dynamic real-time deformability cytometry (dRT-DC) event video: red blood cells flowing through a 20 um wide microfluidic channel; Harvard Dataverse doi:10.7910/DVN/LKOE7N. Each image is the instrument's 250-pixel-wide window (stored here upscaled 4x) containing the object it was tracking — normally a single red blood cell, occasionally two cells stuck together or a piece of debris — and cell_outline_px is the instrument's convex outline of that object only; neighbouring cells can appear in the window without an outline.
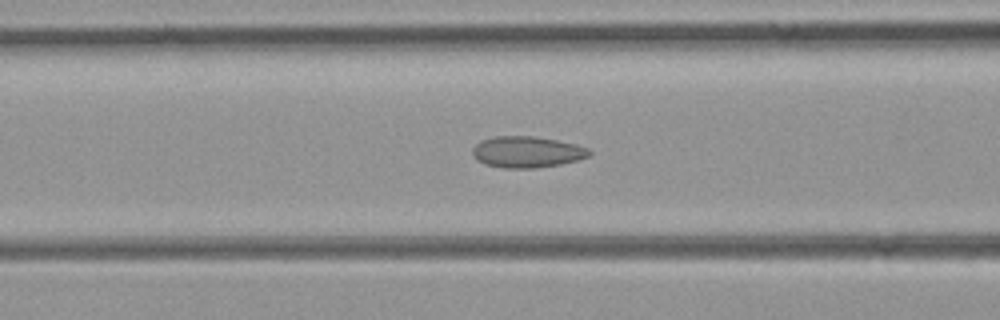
{"species": "common noctule bat (a hibernating species)", "species_latin": "Nyctalus noctula", "temperature_condition": "room temperature", "stored_images_in_passage": 40, "camera_frame_rate_fps": 3000, "um_per_image_px": 0.085, "animal": {"sex": "female", "body_mass_g": 21.9}, "frame": {"image": 1, "passage_image": 20, "time_ms": 6.333, "image_size_px": [1000, 320], "cell_outline_px": [[592, 152], [588, 156], [576, 160], [560, 164], [536, 168], [504, 168], [484, 164], [476, 160], [472, 156], [472, 148], [480, 140], [496, 136], [532, 136], [556, 140], [576, 144], [588, 148]], "centroid_in_image_um": [44.75, 12.92], "position_along_channel_um": 121.9, "area_um2": 21.33}}
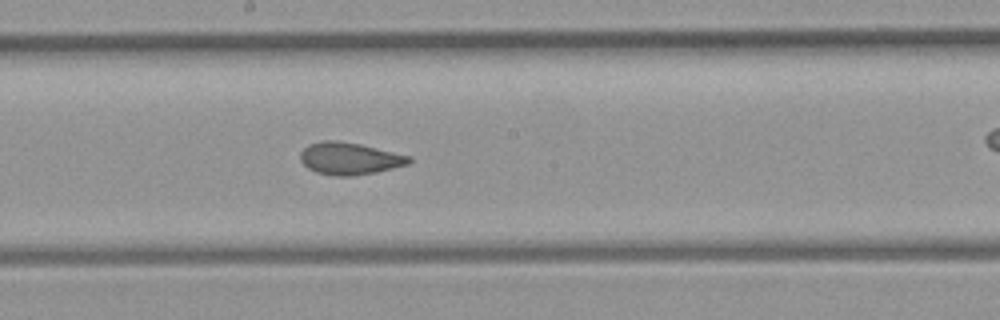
{"frame": {"image": 2, "passage_image": 27, "time_ms": 8.667, "image_size_px": [1000, 320], "cell_outline_px": [[412, 160], [408, 164], [376, 172], [352, 176], [336, 176], [316, 172], [308, 168], [300, 160], [300, 152], [308, 144], [320, 140], [336, 140], [360, 144], [412, 156]], "centroid_in_image_um": [29.7, 13.46], "position_along_channel_um": 218.5, "area_um2": 20.46}}
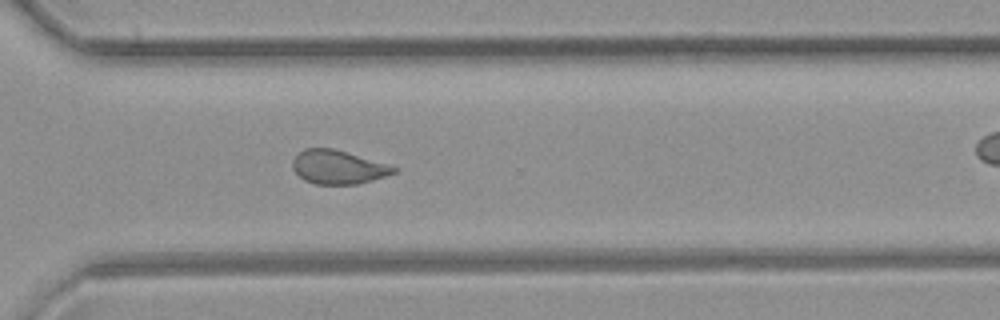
{"frame": {"image": 3, "passage_image": 36, "time_ms": 11.667, "image_size_px": [1000, 320], "cell_outline_px": [[400, 168], [396, 172], [372, 180], [356, 184], [316, 184], [304, 180], [292, 168], [292, 160], [304, 148], [332, 148], [388, 164]], "centroid_in_image_um": [28.73, 14.2], "position_along_channel_um": 341.9, "area_um2": 19.71}}